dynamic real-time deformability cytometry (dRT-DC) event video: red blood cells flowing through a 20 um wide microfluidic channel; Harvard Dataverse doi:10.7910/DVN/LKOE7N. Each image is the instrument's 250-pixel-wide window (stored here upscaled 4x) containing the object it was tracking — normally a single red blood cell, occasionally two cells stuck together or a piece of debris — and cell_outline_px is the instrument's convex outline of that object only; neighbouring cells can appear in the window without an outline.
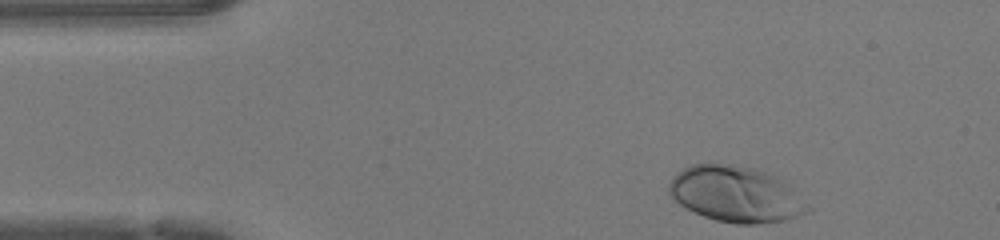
{"species": "human", "species_latin": "Homo sapiens", "temperature_condition": "warm", "stored_images_in_passage": 33, "camera_frame_rate_fps": 3000, "um_per_image_px": 0.085, "donor": {"sex": "female"}, "frame": {"image": 1, "passage_image": 1, "time_ms": 0.0, "image_size_px": [1000, 240], "cell_outline_px": [[812, 208], [796, 216], [784, 220], [760, 224], [736, 224], [716, 220], [704, 216], [680, 204], [668, 192], [668, 184], [672, 176], [676, 172], [692, 164], [732, 164], [756, 168], [776, 176], [784, 180]], "centroid_in_image_um": [62.54, 16.49], "position_along_channel_um": 22.5, "area_um2": 45.08}}
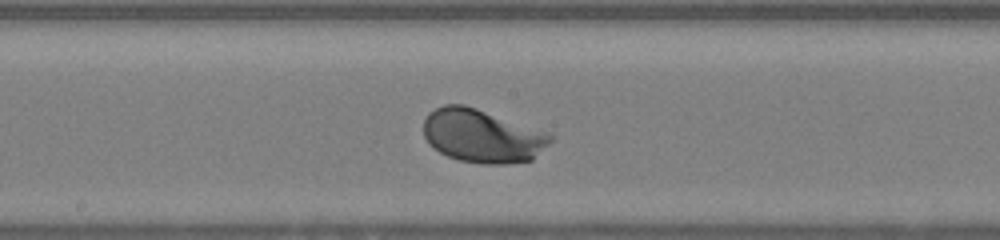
{"frame": {"image": 2, "passage_image": 19, "time_ms": 6.0, "image_size_px": [1000, 240], "cell_outline_px": [[552, 140], [532, 160], [504, 164], [484, 164], [460, 160], [448, 156], [432, 148], [428, 144], [424, 136], [424, 120], [428, 112], [444, 104], [464, 104], [548, 132], [552, 136]], "centroid_in_image_um": [40.96, 11.55], "position_along_channel_um": 207.2, "area_um2": 39.42}}
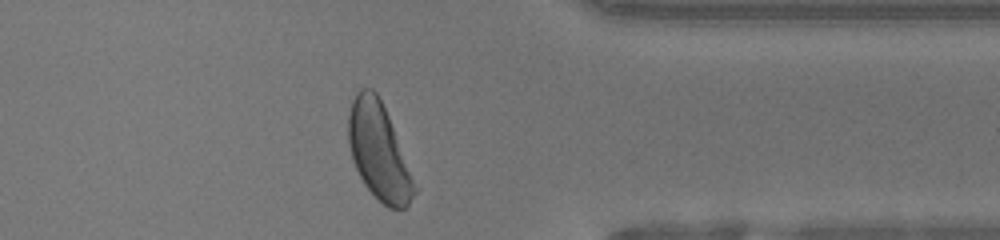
{"frame": {"image": 3, "passage_image": 32, "time_ms": 10.333, "image_size_px": [1000, 240], "cell_outline_px": [[420, 188], [408, 204], [404, 208], [388, 208], [364, 184], [352, 160], [348, 144], [348, 116], [352, 100], [356, 92], [360, 88], [372, 88], [376, 92], [388, 116]], "centroid_in_image_um": [32.23, 12.89], "position_along_channel_um": 379.2, "area_um2": 37.4}, "authors_computed_cell_mechanics": {"area_um2": 38.148, "velocity_mm_per_s": 4.2304, "shape_relaxation_time_tau1_ms": 1.4607, "shape_relaxation_time_tau2_ms": null, "deformation_change_tau1": 0.1262, "deformation_change_tau2": null}}